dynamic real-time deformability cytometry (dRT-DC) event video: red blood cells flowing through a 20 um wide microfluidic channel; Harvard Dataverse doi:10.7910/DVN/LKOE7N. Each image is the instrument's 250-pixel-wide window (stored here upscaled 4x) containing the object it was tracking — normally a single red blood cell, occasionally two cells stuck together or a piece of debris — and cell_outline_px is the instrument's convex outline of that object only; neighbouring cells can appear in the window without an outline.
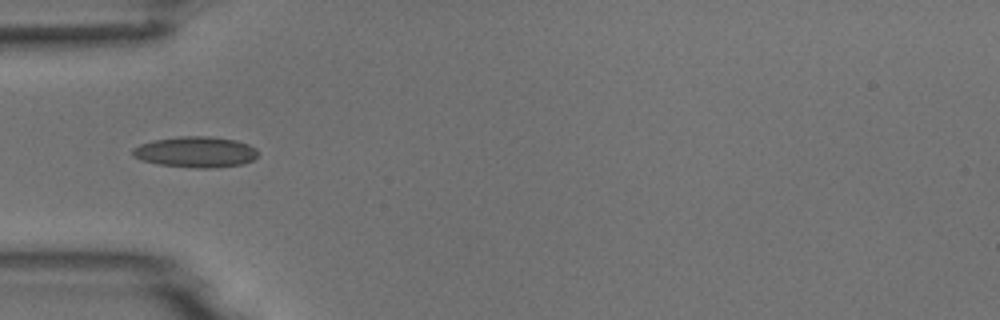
{"species": "common noctule bat (a hibernating species)", "species_latin": "Nyctalus noctula", "temperature_condition": "room temperature", "stored_images_in_passage": 7, "camera_frame_rate_fps": 3000, "um_per_image_px": 0.085, "animal": {"sex": "male", "body_mass_g": 18.8}, "frame": {"image": 1, "passage_image": 5, "time_ms": 4.667, "image_size_px": [1000, 320], "cell_outline_px": [[260, 152], [252, 160], [244, 164], [216, 168], [192, 168], [160, 164], [140, 160], [132, 156], [132, 148], [140, 144], [152, 140], [176, 136], [212, 136], [236, 140], [248, 144], [256, 148]], "centroid_in_image_um": [16.63, 12.91], "position_along_channel_um": 68.4, "area_um2": 22.95}}